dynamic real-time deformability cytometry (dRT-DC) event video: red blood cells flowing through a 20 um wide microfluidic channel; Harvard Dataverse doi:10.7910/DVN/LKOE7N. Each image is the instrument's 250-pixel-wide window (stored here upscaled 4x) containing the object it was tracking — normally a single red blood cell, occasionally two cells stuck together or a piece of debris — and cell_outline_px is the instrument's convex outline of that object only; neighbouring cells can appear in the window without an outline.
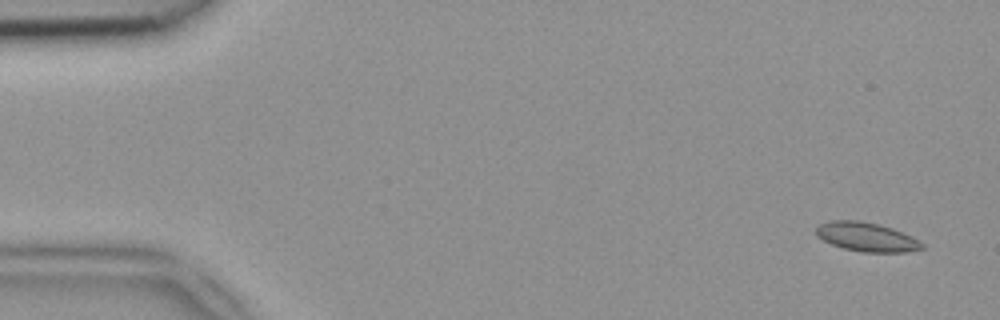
{"species": "common noctule bat (a hibernating species)", "species_latin": "Nyctalus noctula", "temperature_condition": "room temperature", "stored_images_in_passage": 50, "camera_frame_rate_fps": 3000, "um_per_image_px": 0.085, "animal": {"sex": "female", "body_mass_g": 18.4}, "frame": {"image": 1, "passage_image": 3, "time_ms": 0.667, "image_size_px": [1000, 320], "cell_outline_px": [[924, 248], [908, 252], [860, 252], [844, 248], [832, 244], [816, 236], [816, 228], [820, 224], [832, 220], [860, 220], [880, 224], [892, 228], [924, 244]], "centroid_in_image_um": [73.63, 20.14], "position_along_channel_um": 11.4, "area_um2": 17.74}}
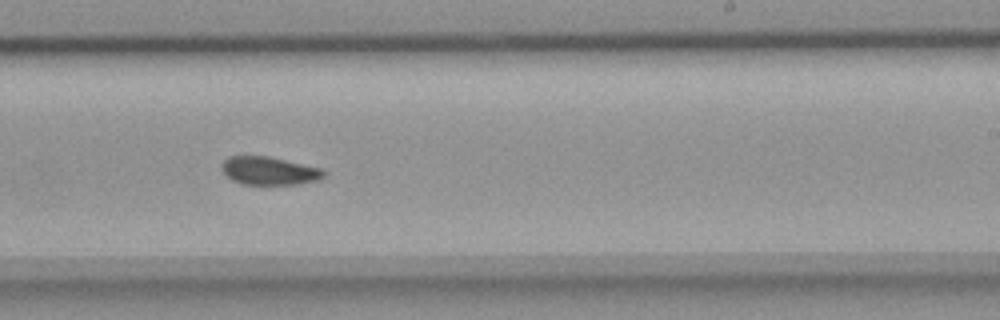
{"frame": {"image": 2, "passage_image": 31, "time_ms": 10.0, "image_size_px": [1000, 320], "cell_outline_px": [[328, 172], [320, 180], [296, 184], [244, 184], [232, 180], [224, 172], [220, 164], [228, 156], [268, 156], [320, 168]], "centroid_in_image_um": [22.89, 14.51], "position_along_channel_um": 266.1, "area_um2": 16.65}}
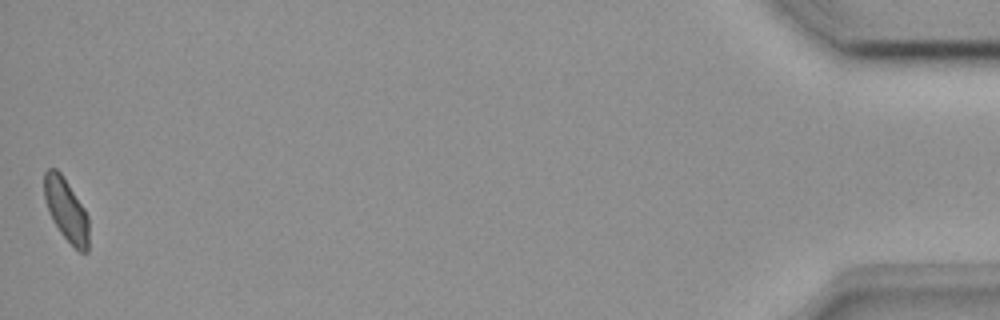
{"frame": {"image": 3, "passage_image": 50, "time_ms": 16.333, "image_size_px": [1000, 320], "cell_outline_px": [[88, 252], [80, 252], [60, 232], [52, 220], [48, 212], [44, 196], [44, 172], [48, 168], [56, 168], [60, 172], [84, 208], [88, 216]], "centroid_in_image_um": [5.61, 17.82], "position_along_channel_um": 429.6, "area_um2": 16.13}}